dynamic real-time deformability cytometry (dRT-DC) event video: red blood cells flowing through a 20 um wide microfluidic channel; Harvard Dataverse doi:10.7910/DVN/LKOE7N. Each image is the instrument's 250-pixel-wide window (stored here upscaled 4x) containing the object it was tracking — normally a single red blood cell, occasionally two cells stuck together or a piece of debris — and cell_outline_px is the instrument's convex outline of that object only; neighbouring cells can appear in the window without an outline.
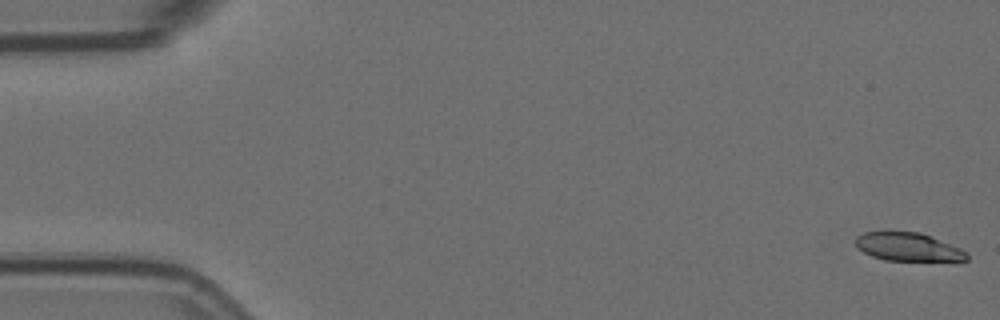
{"species": "Egyptian fruit bat (a non-hibernating species)", "species_latin": "Rousettus aegyptiacus", "temperature_condition": "room temperature", "stored_images_in_passage": 16, "camera_frame_rate_fps": 3000, "um_per_image_px": 0.085, "animal": {"sex": "female"}, "frame": {"image": 1, "passage_image": 1, "time_ms": 0.0, "image_size_px": [1000, 320], "cell_outline_px": [[968, 260], [884, 260], [872, 256], [856, 248], [856, 236], [864, 232], [920, 232], [960, 248], [968, 252]], "centroid_in_image_um": [77.16, 20.98], "position_along_channel_um": 7.8, "area_um2": 18.09}}
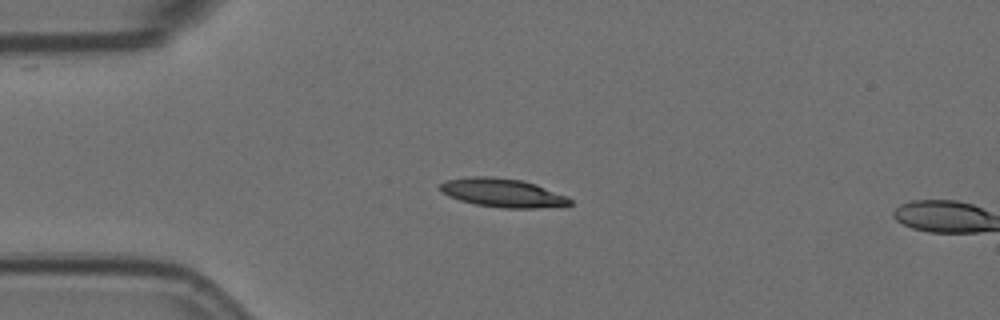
{"frame": {"image": 2, "passage_image": 14, "time_ms": 4.333, "image_size_px": [1000, 320], "cell_outline_px": [[572, 204], [536, 208], [504, 208], [476, 204], [460, 200], [448, 196], [440, 188], [440, 184], [444, 180], [468, 176], [492, 176], [520, 180], [536, 184], [568, 196], [572, 200]], "centroid_in_image_um": [42.72, 16.37], "position_along_channel_um": 42.3, "area_um2": 21.62}}